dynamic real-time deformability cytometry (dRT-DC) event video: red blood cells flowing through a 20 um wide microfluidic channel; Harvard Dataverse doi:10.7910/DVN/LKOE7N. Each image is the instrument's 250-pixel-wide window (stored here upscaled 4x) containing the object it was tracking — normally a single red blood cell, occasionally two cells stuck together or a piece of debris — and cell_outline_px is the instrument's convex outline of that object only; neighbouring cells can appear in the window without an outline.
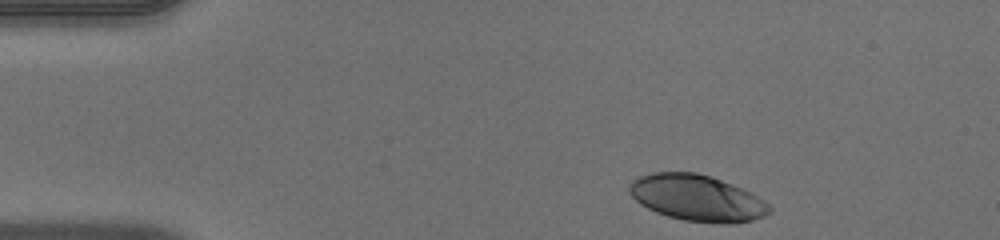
{"species": "human", "species_latin": "Homo sapiens", "temperature_condition": "warm", "stored_images_in_passage": 40, "camera_frame_rate_fps": 3000, "um_per_image_px": 0.085, "donor": {"sex": "male"}, "frame": {"image": 1, "passage_image": 1, "time_ms": 0.0, "image_size_px": [1000, 240], "cell_outline_px": [[772, 212], [764, 216], [752, 220], [736, 224], [724, 224], [684, 220], [668, 216], [656, 212], [640, 204], [628, 192], [628, 184], [632, 180], [640, 176], [652, 172], [696, 172], [712, 176], [732, 184], [756, 196], [768, 204], [772, 208]], "centroid_in_image_um": [59.23, 16.83], "position_along_channel_um": 25.8, "area_um2": 37.8}}
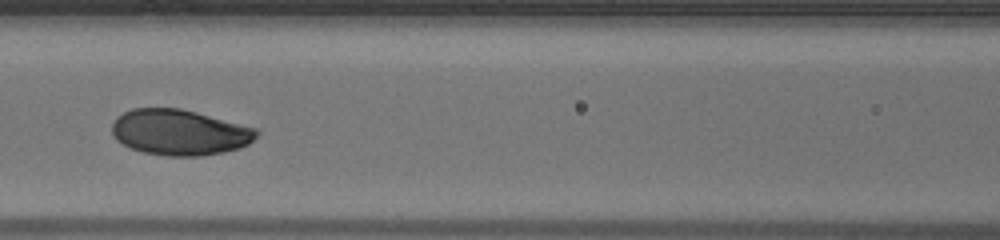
{"frame": {"image": 2, "passage_image": 16, "time_ms": 5.0, "image_size_px": [1000, 240], "cell_outline_px": [[260, 132], [248, 144], [240, 148], [224, 152], [200, 156], [168, 156], [144, 152], [132, 148], [116, 140], [112, 132], [112, 124], [116, 116], [132, 108], [180, 108], [196, 112], [256, 128]], "centroid_in_image_um": [15.25, 11.24], "position_along_channel_um": 151.3, "area_um2": 38.44}}
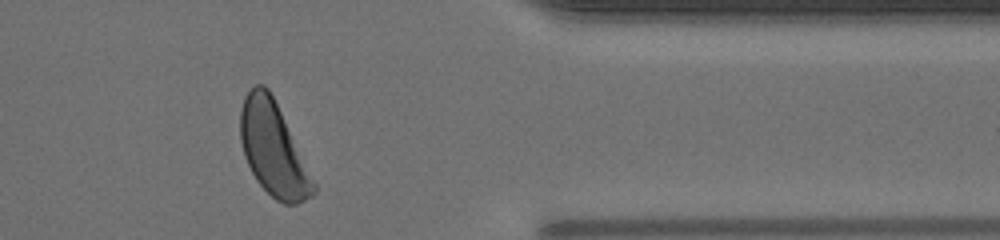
{"frame": {"image": 3, "passage_image": 35, "time_ms": 11.333, "image_size_px": [1000, 240], "cell_outline_px": [[316, 192], [312, 196], [296, 204], [284, 204], [276, 200], [256, 180], [244, 156], [240, 140], [240, 112], [244, 96], [256, 84], [264, 84], [268, 88], [316, 184]], "centroid_in_image_um": [23.21, 12.69], "position_along_channel_um": 388.2, "area_um2": 39.07}, "authors_computed_cell_mechanics": {"area_um2": 38.6393, "velocity_mm_per_s": 4.0019, "shape_relaxation_time_tau1_ms": 2.5667, "shape_relaxation_time_tau2_ms": null, "deformation_change_tau1": 0.1332, "deformation_change_tau2": null}}